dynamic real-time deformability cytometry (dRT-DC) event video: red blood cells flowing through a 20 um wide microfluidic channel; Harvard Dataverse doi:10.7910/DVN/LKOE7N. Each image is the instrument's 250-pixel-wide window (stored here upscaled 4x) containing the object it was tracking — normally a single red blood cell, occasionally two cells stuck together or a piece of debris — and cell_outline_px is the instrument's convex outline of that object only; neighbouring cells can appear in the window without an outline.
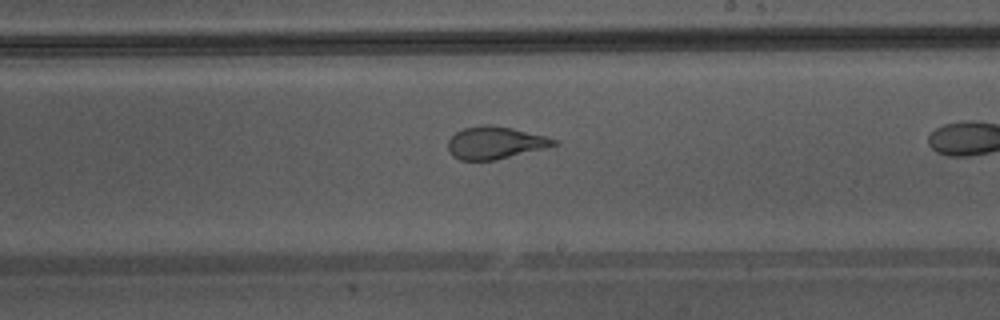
{"species": "Egyptian fruit bat (a non-hibernating species)", "species_latin": "Rousettus aegyptiacus", "temperature_condition": "warm", "stored_images_in_passage": 23, "camera_frame_rate_fps": 3000, "um_per_image_px": 0.085, "animal": {"sex": "male"}, "frame": {"image": 1, "passage_image": 14, "time_ms": 4.333, "image_size_px": [1000, 320], "cell_outline_px": [[560, 144], [496, 160], [460, 160], [452, 156], [448, 148], [448, 140], [456, 132], [464, 128], [484, 124], [488, 124], [512, 128], [548, 136], [556, 140]], "centroid_in_image_um": [42.09, 12.13], "position_along_channel_um": 246.9, "area_um2": 20.0}}